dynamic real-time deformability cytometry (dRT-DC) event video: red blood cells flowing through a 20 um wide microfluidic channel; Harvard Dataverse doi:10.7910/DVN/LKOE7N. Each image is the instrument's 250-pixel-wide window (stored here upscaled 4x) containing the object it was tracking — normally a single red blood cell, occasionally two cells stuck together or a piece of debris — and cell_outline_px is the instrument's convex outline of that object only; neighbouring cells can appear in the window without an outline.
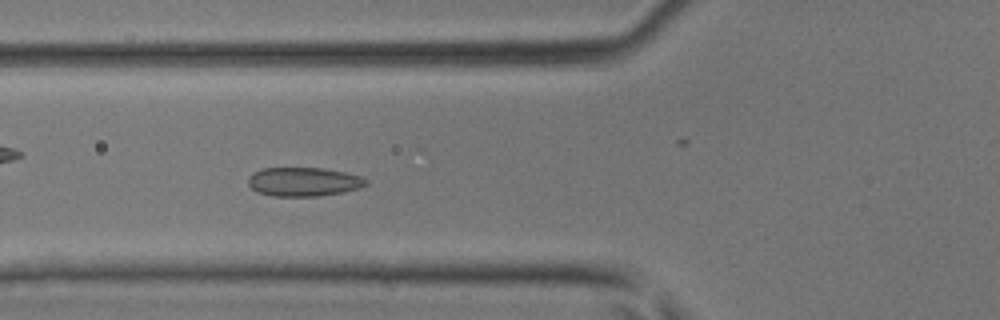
{"species": "common noctule bat (a hibernating species)", "species_latin": "Nyctalus noctula", "temperature_condition": "room temperature", "stored_images_in_passage": 46, "camera_frame_rate_fps": 3000, "um_per_image_px": 0.085, "animal": {"sex": "male", "body_mass_g": 17.9, "forearm_length_mm": 54.2}, "frame": {"image": 1, "passage_image": 17, "time_ms": 5.333, "image_size_px": [1000, 320], "cell_outline_px": [[368, 184], [360, 188], [344, 192], [320, 196], [272, 196], [256, 192], [248, 184], [248, 176], [252, 172], [260, 168], [324, 168], [344, 172], [360, 176], [368, 180]], "centroid_in_image_um": [25.79, 15.45], "position_along_channel_um": 100.0, "area_um2": 20.11}}
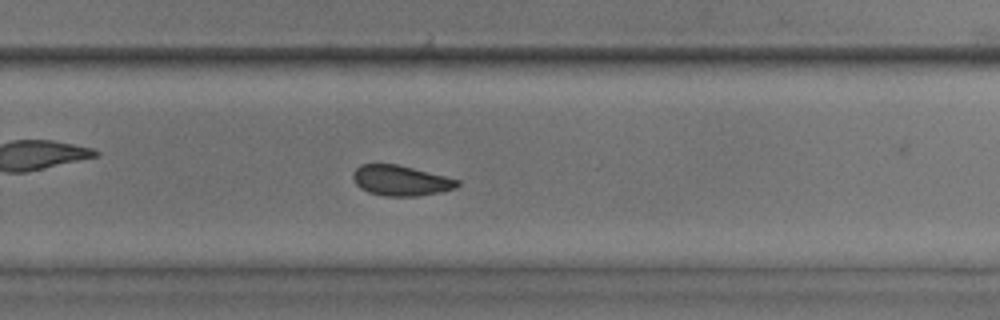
{"frame": {"image": 2, "passage_image": 30, "time_ms": 9.667, "image_size_px": [1000, 320], "cell_outline_px": [[460, 184], [456, 188], [440, 192], [416, 196], [384, 196], [368, 192], [360, 188], [356, 184], [352, 176], [352, 172], [360, 164], [400, 164], [460, 180]], "centroid_in_image_um": [34.06, 15.34], "position_along_channel_um": 295.7, "area_um2": 18.61}}
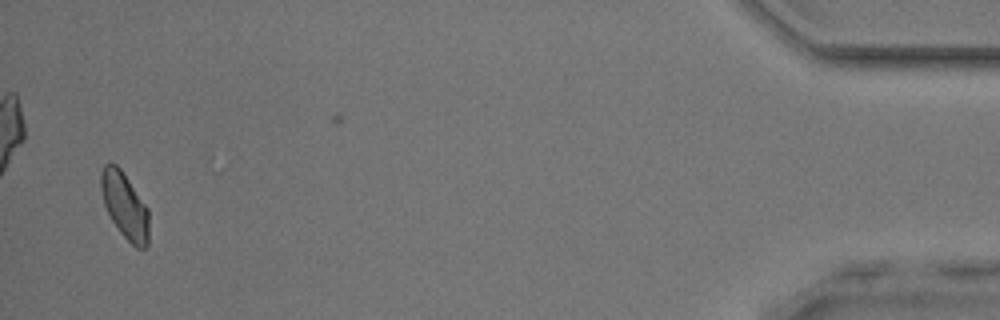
{"frame": {"image": 3, "passage_image": 44, "time_ms": 14.333, "image_size_px": [1000, 320], "cell_outline_px": [[148, 244], [144, 248], [136, 248], [120, 232], [112, 220], [104, 204], [100, 188], [100, 172], [104, 164], [116, 164], [120, 168], [148, 208]], "centroid_in_image_um": [10.59, 17.47], "position_along_channel_um": 424.6, "area_um2": 18.26}}